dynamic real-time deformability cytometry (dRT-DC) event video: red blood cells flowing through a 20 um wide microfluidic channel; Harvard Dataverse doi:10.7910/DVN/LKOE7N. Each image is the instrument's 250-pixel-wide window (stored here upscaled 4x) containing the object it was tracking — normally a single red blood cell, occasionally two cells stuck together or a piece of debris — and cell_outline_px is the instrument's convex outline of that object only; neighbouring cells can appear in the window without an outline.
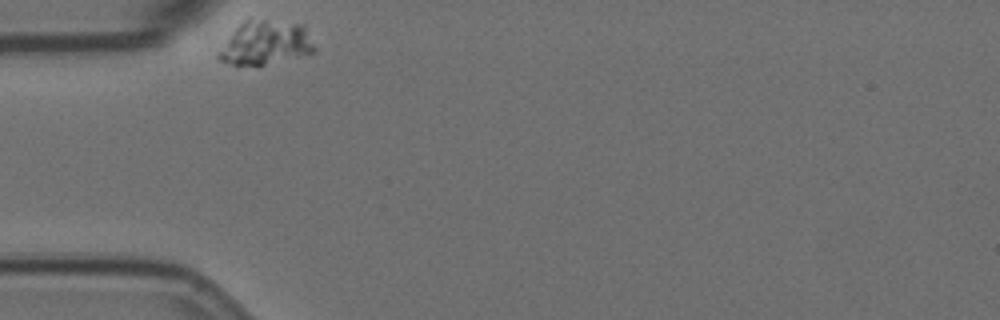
{"species": "Egyptian fruit bat (a non-hibernating species)", "species_latin": "Rousettus aegyptiacus", "temperature_condition": "room temperature", "stored_images_in_passage": 2, "camera_frame_rate_fps": 3000, "um_per_image_px": 0.085, "animal": {"sex": "female"}, "frame": {"image": 1, "passage_image": 1, "time_ms": 0.0, "image_size_px": [1000, 320], "cell_outline_px": [[316, 48], [312, 52], [264, 64], [232, 64], [220, 60], [216, 56], [236, 28], [248, 16], [304, 24]], "centroid_in_image_um": [22.59, 3.57], "position_along_channel_um": 62.4, "area_um2": 24.22}}
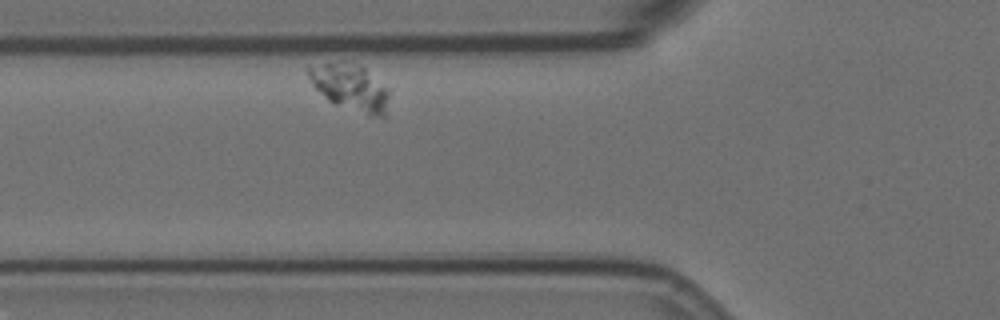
{"frame": {"image": 2, "passage_image": 2, "time_ms": 1.333, "image_size_px": [1000, 320], "cell_outline_px": [[392, 88], [384, 116], [368, 116], [336, 104], [328, 100], [312, 84], [308, 76], [308, 68], [340, 60], [344, 60], [364, 68]], "centroid_in_image_um": [29.86, 7.42], "position_along_channel_um": 95.9, "area_um2": 22.02}}